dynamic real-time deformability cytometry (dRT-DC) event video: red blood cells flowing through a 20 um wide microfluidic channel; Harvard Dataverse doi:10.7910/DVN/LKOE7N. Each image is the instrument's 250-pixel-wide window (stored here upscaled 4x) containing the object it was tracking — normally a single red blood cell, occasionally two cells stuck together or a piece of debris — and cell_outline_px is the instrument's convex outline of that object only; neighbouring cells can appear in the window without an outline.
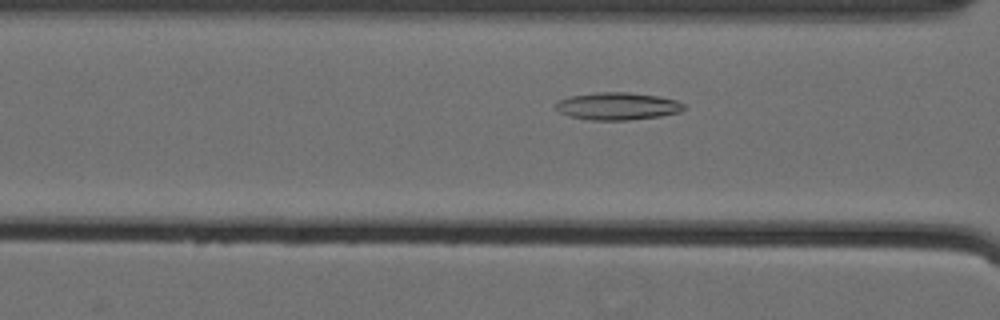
{"species": "Egyptian fruit bat (a non-hibernating species)", "species_latin": "Rousettus aegyptiacus", "temperature_condition": "cold", "stored_images_in_passage": 48, "camera_frame_rate_fps": 3000, "um_per_image_px": 0.085, "animal": {"sex": "female"}, "frame": {"image": 1, "passage_image": 17, "time_ms": 5.333, "image_size_px": [1000, 320], "cell_outline_px": [[684, 108], [680, 112], [660, 116], [628, 120], [592, 120], [568, 116], [560, 112], [556, 108], [556, 104], [560, 100], [568, 96], [596, 92], [628, 92], [656, 96], [676, 100], [684, 104]], "centroid_in_image_um": [52.47, 9.02], "position_along_channel_um": 114.1, "area_um2": 20.4}}
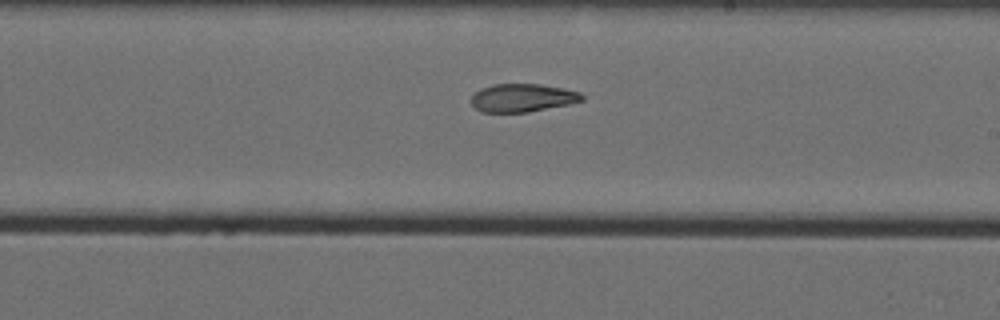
{"frame": {"image": 2, "passage_image": 28, "time_ms": 9.0, "image_size_px": [1000, 320], "cell_outline_px": [[584, 100], [568, 104], [528, 112], [480, 112], [472, 104], [472, 96], [480, 88], [492, 84], [540, 84], [564, 88], [580, 92], [584, 96]], "centroid_in_image_um": [44.42, 8.31], "position_along_channel_um": 244.6, "area_um2": 18.15}}
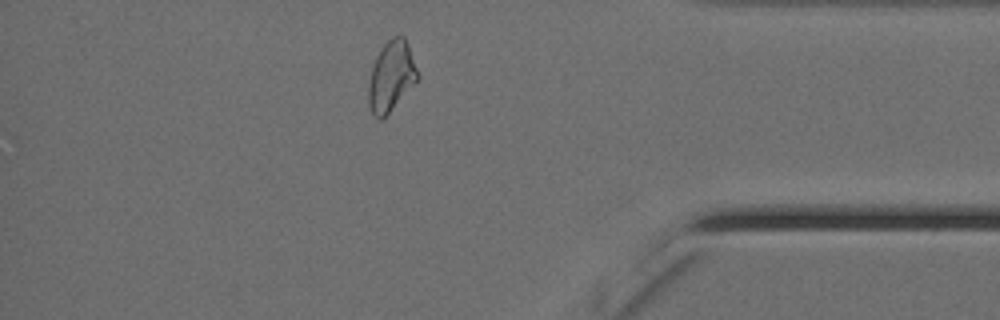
{"frame": {"image": 3, "passage_image": 43, "time_ms": 14.0, "image_size_px": [1000, 320], "cell_outline_px": [[420, 76], [388, 112], [380, 120], [372, 112], [368, 104], [368, 84], [372, 68], [376, 56], [384, 44], [392, 36], [404, 36], [408, 44]], "centroid_in_image_um": [33.24, 6.43], "position_along_channel_um": 402.0, "area_um2": 19.59}}